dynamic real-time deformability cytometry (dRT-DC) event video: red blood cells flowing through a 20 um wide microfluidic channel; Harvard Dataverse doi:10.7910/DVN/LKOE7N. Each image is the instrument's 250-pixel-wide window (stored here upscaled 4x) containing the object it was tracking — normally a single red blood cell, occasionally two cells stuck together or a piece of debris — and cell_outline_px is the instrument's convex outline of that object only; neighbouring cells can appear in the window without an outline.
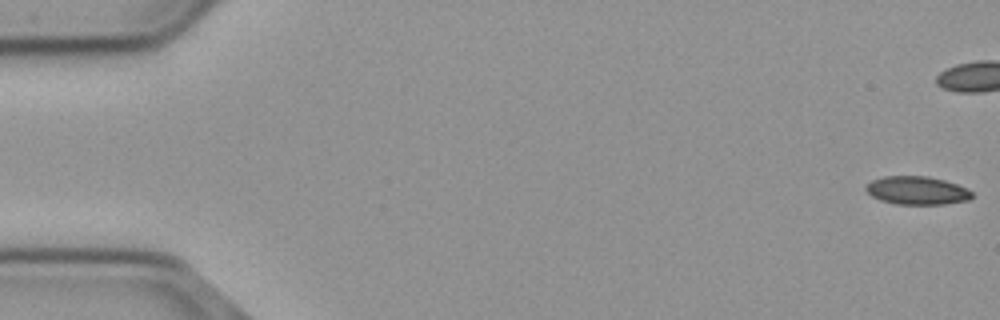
{"species": "common noctule bat (a hibernating species)", "species_latin": "Nyctalus noctula", "temperature_condition": "cold", "stored_images_in_passage": 44, "camera_frame_rate_fps": 3000, "um_per_image_px": 0.085, "animal": {"sex": "male", "body_mass_g": 23.1, "forearm_length_mm": 52.7}, "frame": {"image": 1, "passage_image": 1, "time_ms": 0.0, "image_size_px": [1000, 320], "cell_outline_px": [[972, 196], [968, 200], [944, 204], [896, 204], [880, 200], [872, 196], [864, 188], [872, 180], [884, 176], [928, 176], [944, 180], [968, 188], [972, 192]], "centroid_in_image_um": [77.95, 16.19], "position_along_channel_um": 7.1, "area_um2": 17.4}}